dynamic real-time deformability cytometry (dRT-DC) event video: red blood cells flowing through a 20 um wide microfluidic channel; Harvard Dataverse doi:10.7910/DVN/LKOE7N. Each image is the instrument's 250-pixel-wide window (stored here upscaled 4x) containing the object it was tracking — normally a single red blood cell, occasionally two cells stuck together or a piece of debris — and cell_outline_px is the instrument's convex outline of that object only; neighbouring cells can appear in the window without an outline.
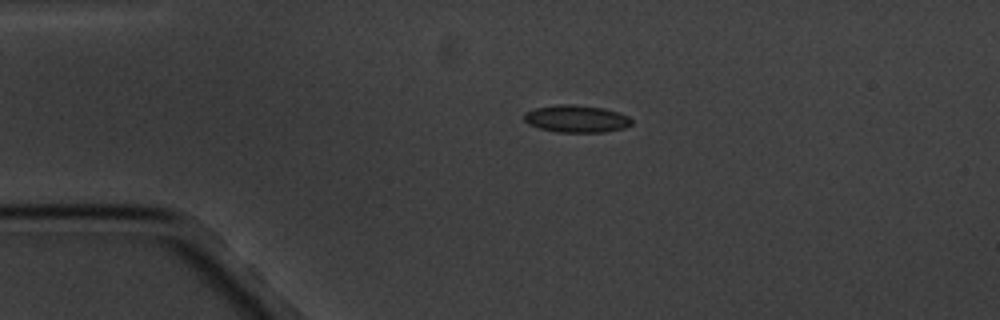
{"species": "common noctule bat (a hibernating species)", "species_latin": "Nyctalus noctula", "temperature_condition": "cold", "stored_images_in_passage": 2, "camera_frame_rate_fps": 3000, "um_per_image_px": 0.085, "animal": {"sex": "male", "body_mass_g": 20.1, "forearm_length_mm": 53.5}, "frame": {"image": 1, "passage_image": 1, "time_ms": 0.0, "image_size_px": [1000, 320], "cell_outline_px": [[632, 124], [624, 128], [604, 132], [556, 132], [540, 128], [528, 124], [524, 120], [524, 112], [536, 108], [556, 104], [568, 104], [604, 108], [628, 116], [632, 120]], "centroid_in_image_um": [48.97, 10.1], "position_along_channel_um": 36.0, "area_um2": 17.05}}